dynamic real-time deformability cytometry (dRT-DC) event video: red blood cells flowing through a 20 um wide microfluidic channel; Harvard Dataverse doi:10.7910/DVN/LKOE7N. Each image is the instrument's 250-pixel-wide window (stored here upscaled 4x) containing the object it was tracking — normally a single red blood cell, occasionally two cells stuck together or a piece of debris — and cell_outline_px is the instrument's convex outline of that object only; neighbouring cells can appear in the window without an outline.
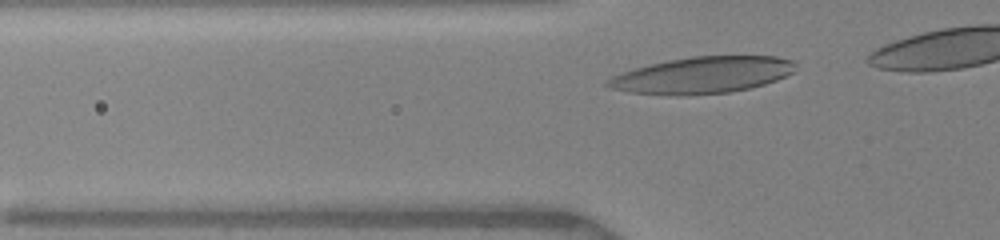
{"species": "human", "species_latin": "Homo sapiens", "temperature_condition": "warm", "stored_images_in_passage": 5, "camera_frame_rate_fps": 3000, "um_per_image_px": 0.085, "donor": {"sex": "female"}, "frame": {"image": 1, "passage_image": 2, "time_ms": 0.333, "image_size_px": [1000, 240], "cell_outline_px": [[796, 64], [792, 72], [776, 80], [764, 84], [748, 88], [728, 92], [676, 96], [628, 92], [612, 88], [604, 84], [604, 80], [612, 76], [636, 68], [668, 60], [692, 56], [776, 56], [792, 60]], "centroid_in_image_um": [59.67, 6.38], "position_along_channel_um": 66.1, "area_um2": 39.77}}